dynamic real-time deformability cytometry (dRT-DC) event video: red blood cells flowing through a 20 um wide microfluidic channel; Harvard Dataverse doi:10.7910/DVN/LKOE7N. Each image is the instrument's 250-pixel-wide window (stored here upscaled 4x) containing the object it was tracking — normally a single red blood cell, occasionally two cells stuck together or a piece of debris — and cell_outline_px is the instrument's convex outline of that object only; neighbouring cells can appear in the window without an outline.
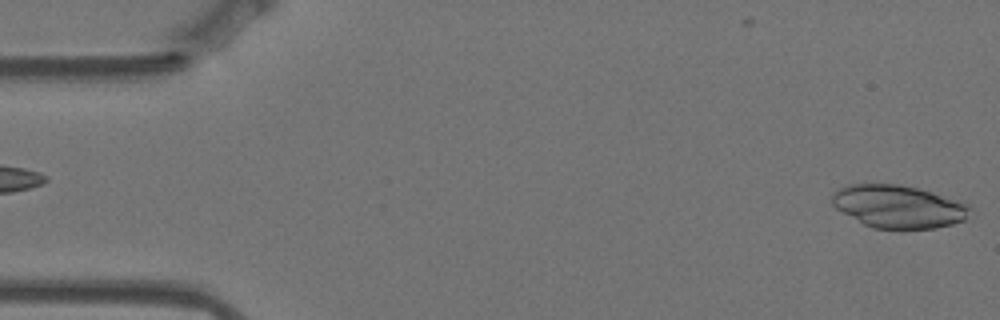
{"species": "Egyptian fruit bat (a non-hibernating species)", "species_latin": "Rousettus aegyptiacus", "temperature_condition": "warm", "stored_images_in_passage": 56, "camera_frame_rate_fps": 3000, "um_per_image_px": 0.085, "animal": {"sex": "female"}, "frame": {"image": 1, "passage_image": 1, "time_ms": 0.0, "image_size_px": [1000, 320], "cell_outline_px": [[972, 208], [964, 220], [952, 224], [936, 228], [904, 232], [900, 232], [872, 228], [864, 224], [836, 208], [832, 204], [832, 196], [840, 188], [848, 184], [900, 184], [932, 192], [968, 204]], "centroid_in_image_um": [76.38, 17.6], "position_along_channel_um": 8.6, "area_um2": 34.97}}